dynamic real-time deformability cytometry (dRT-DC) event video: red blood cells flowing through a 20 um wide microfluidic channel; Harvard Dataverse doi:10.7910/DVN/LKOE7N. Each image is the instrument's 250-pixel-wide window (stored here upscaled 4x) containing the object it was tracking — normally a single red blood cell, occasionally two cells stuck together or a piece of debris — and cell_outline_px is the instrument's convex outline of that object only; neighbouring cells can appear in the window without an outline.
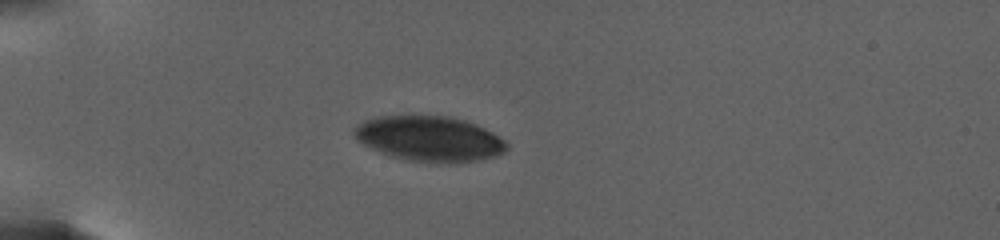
{"species": "human", "species_latin": "Homo sapiens", "temperature_condition": "warm", "stored_images_in_passage": 22, "camera_frame_rate_fps": 3000, "um_per_image_px": 0.085, "donor": {"sex": "female"}, "frame": {"image": 1, "passage_image": 19, "time_ms": 8.0, "image_size_px": [1000, 240], "cell_outline_px": [[508, 148], [504, 152], [496, 156], [480, 160], [456, 164], [436, 164], [408, 160], [392, 156], [380, 152], [356, 140], [352, 132], [352, 128], [364, 120], [380, 116], [448, 116], [464, 120], [476, 124], [492, 132], [504, 140], [508, 144]], "centroid_in_image_um": [36.51, 11.81], "position_along_channel_um": 48.5, "area_um2": 40.63}}